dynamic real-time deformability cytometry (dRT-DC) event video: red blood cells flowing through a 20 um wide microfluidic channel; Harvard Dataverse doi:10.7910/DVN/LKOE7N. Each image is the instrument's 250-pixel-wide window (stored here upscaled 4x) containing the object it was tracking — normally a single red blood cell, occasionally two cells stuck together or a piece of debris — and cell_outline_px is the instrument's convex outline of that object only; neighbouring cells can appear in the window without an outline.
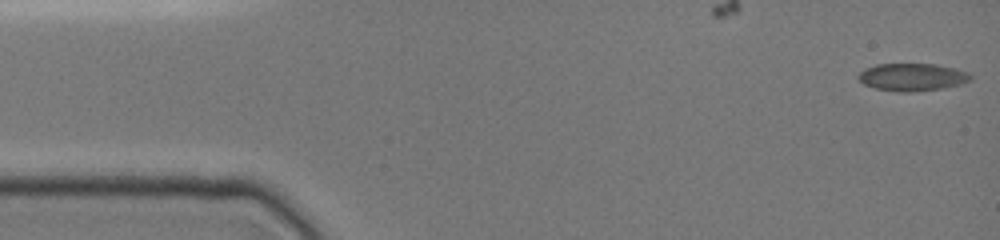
{"species": "common noctule bat (a hibernating species)", "species_latin": "Nyctalus noctula", "temperature_condition": "cold", "stored_images_in_passage": 63, "camera_frame_rate_fps": 3000, "um_per_image_px": 0.085, "animal": {"sex": "female", "body_mass_g": 19.0, "forearm_length_mm": 51.5}, "frame": {"image": 1, "passage_image": 1, "time_ms": 0.0, "image_size_px": [1000, 240], "cell_outline_px": [[972, 80], [960, 84], [940, 88], [912, 92], [900, 92], [876, 88], [864, 84], [856, 76], [864, 68], [876, 64], [936, 64], [956, 68], [968, 72], [972, 76]], "centroid_in_image_um": [77.54, 6.54], "position_along_channel_um": 7.5, "area_um2": 18.03}}
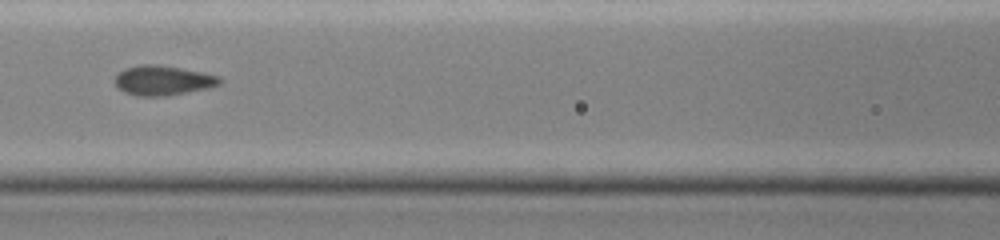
{"frame": {"image": 2, "passage_image": 20, "time_ms": 6.667, "image_size_px": [1000, 240], "cell_outline_px": [[224, 80], [220, 84], [208, 88], [168, 96], [136, 96], [124, 92], [116, 88], [116, 76], [124, 68], [140, 64], [156, 64], [180, 68], [220, 76]], "centroid_in_image_um": [13.85, 6.84], "position_along_channel_um": 152.8, "area_um2": 18.26}}
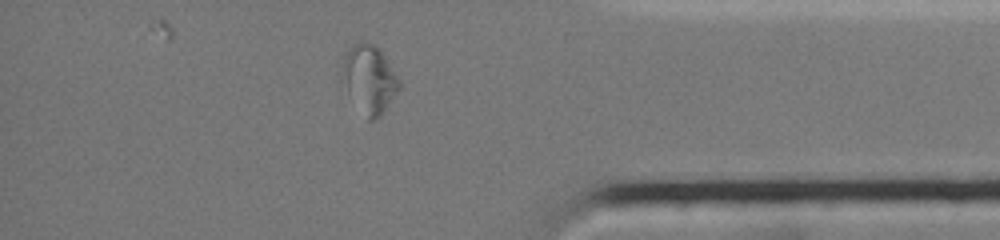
{"frame": {"image": 3, "passage_image": 53, "time_ms": 13.333, "image_size_px": [1000, 240], "cell_outline_px": [[400, 88], [380, 116], [372, 120], [368, 120], [348, 96], [340, 76], [344, 56], [348, 48], [352, 44], [376, 44], [380, 48], [400, 80]], "centroid_in_image_um": [31.37, 6.73], "position_along_channel_um": 403.8, "area_um2": 22.66}}